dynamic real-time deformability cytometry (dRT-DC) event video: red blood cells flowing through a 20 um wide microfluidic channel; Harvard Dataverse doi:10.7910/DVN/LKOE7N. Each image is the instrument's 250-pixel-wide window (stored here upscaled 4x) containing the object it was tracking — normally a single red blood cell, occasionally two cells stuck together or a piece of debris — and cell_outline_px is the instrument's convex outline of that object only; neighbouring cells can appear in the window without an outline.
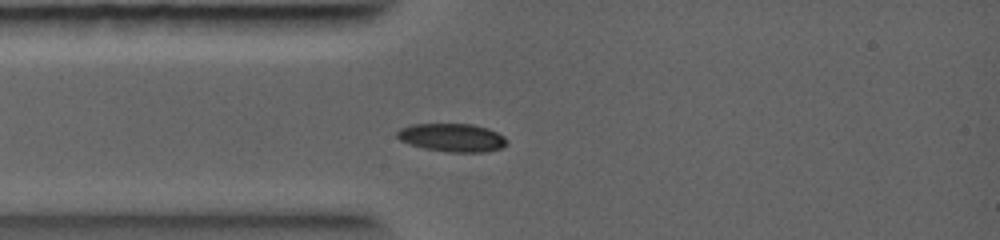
{"species": "common noctule bat (a hibernating species)", "species_latin": "Nyctalus noctula", "temperature_condition": "warm", "stored_images_in_passage": 34, "camera_frame_rate_fps": 5000, "um_per_image_px": 0.085, "animal": {"sex": "female", "body_mass_g": 19.0, "forearm_length_mm": 56.7}, "frame": {"image": 1, "passage_image": 4, "time_ms": 1.4, "image_size_px": [1000, 240], "cell_outline_px": [[508, 144], [500, 148], [484, 152], [448, 152], [424, 148], [408, 144], [400, 140], [396, 136], [396, 132], [400, 128], [412, 124], [472, 124], [488, 128], [504, 136], [508, 140]], "centroid_in_image_um": [38.43, 11.69], "position_along_channel_um": 46.6, "area_um2": 18.15}}
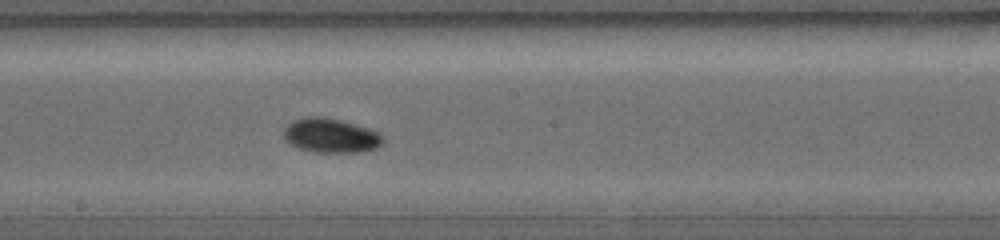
{"frame": {"image": 2, "passage_image": 14, "time_ms": 4.2, "image_size_px": [1000, 240], "cell_outline_px": [[384, 140], [376, 148], [360, 152], [316, 152], [296, 148], [288, 144], [284, 140], [284, 128], [292, 120], [304, 116], [320, 116], [340, 120], [368, 128], [380, 132]], "centroid_in_image_um": [28.06, 11.52], "position_along_channel_um": 220.1, "area_um2": 20.06}}
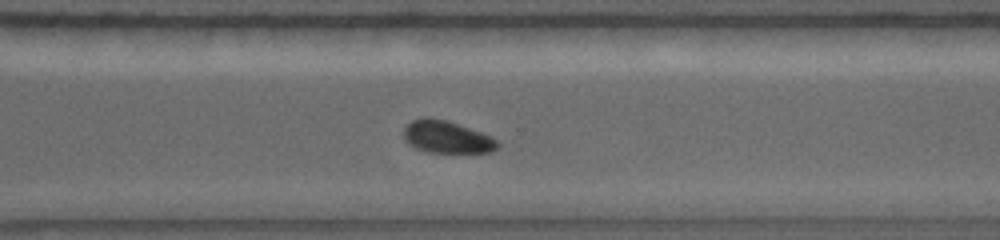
{"frame": {"image": 3, "passage_image": 21, "time_ms": 6.0, "image_size_px": [1000, 240], "cell_outline_px": [[500, 144], [496, 148], [488, 152], [428, 152], [416, 148], [408, 144], [404, 140], [404, 128], [412, 120], [428, 116], [444, 120], [492, 136]], "centroid_in_image_um": [37.94, 11.64], "position_along_channel_um": 332.7, "area_um2": 17.4}}